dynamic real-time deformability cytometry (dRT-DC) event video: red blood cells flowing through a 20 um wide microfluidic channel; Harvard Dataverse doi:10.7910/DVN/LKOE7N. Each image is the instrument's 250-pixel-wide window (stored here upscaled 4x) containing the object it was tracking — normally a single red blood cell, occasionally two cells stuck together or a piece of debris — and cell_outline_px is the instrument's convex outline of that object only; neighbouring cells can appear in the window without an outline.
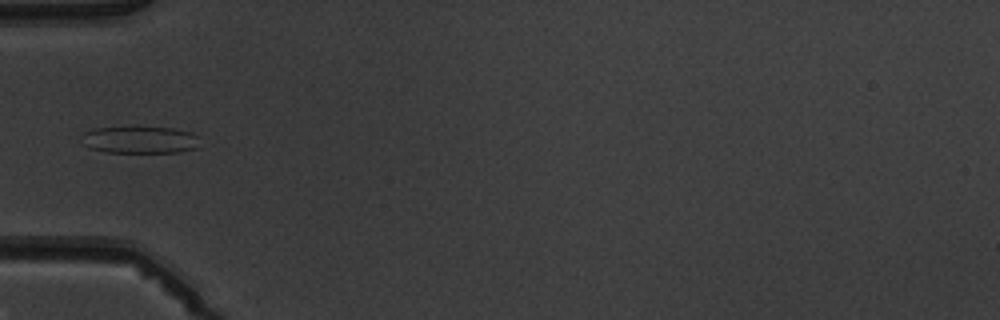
{"species": "common noctule bat (a hibernating species)", "species_latin": "Nyctalus noctula", "temperature_condition": "warm", "stored_images_in_passage": 4, "camera_frame_rate_fps": 3000, "um_per_image_px": 0.085, "animal": {"sex": "male", "body_mass_g": 19.5, "forearm_length_mm": 54.6}, "frame": {"image": 1, "passage_image": 3, "time_ms": 2.333, "image_size_px": [1000, 320], "cell_outline_px": [[200, 136], [196, 148], [176, 152], [108, 152], [92, 148], [84, 144], [84, 132], [96, 128], [172, 128], [192, 132]], "centroid_in_image_um": [11.96, 11.89], "position_along_channel_um": 73.0, "area_um2": 18.15}}
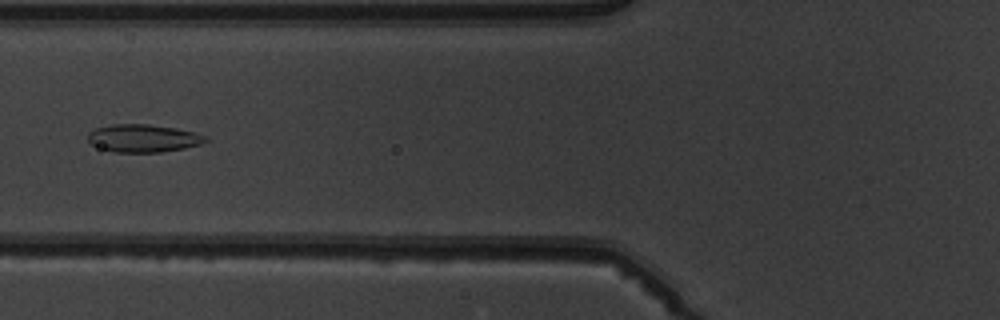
{"frame": {"image": 2, "passage_image": 4, "time_ms": 3.333, "image_size_px": [1000, 320], "cell_outline_px": [[208, 140], [200, 144], [184, 148], [160, 152], [116, 152], [100, 148], [88, 144], [88, 132], [96, 128], [112, 124], [148, 124], [176, 128], [208, 136]], "centroid_in_image_um": [12.14, 11.75], "position_along_channel_um": 113.7, "area_um2": 19.07}}